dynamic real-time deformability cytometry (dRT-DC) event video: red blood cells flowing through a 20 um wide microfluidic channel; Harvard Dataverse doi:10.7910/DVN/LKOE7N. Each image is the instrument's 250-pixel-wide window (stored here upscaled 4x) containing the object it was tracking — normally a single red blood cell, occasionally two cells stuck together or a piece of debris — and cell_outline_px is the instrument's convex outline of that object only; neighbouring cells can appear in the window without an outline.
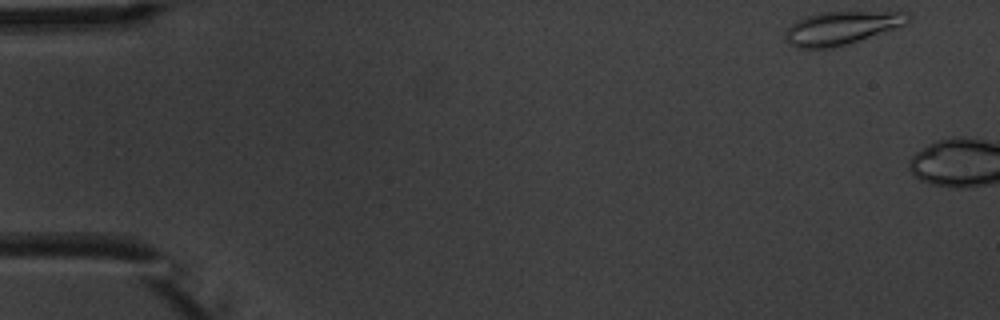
{"species": "common noctule bat (a hibernating species)", "species_latin": "Nyctalus noctula", "temperature_condition": "warm", "stored_images_in_passage": 2, "camera_frame_rate_fps": 3000, "um_per_image_px": 0.085, "animal": {"sex": "male", "body_mass_g": 20.1, "forearm_length_mm": 53.5}, "frame": {"image": 1, "passage_image": 1, "time_ms": 0.0, "image_size_px": [1000, 320], "cell_outline_px": [[912, 16], [908, 24], [900, 28], [832, 48], [796, 48], [788, 44], [784, 36], [784, 32], [796, 20], [804, 16], [820, 12], [908, 12]], "centroid_in_image_um": [71.55, 2.37], "position_along_channel_um": 13.5, "area_um2": 24.1}}